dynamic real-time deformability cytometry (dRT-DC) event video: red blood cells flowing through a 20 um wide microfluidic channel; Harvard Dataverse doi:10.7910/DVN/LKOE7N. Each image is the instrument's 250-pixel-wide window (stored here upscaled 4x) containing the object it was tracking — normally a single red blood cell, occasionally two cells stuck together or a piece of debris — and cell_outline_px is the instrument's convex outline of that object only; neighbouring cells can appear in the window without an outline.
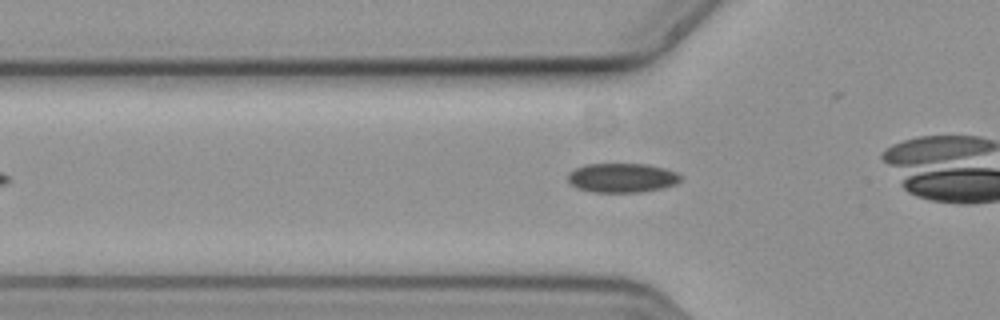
{"species": "common noctule bat (a hibernating species)", "species_latin": "Nyctalus noctula", "temperature_condition": "cold", "stored_images_in_passage": 33, "camera_frame_rate_fps": 3000, "um_per_image_px": 0.085, "animal": {"sex": "female", "body_mass_g": 19.3, "forearm_length_mm": 54.1}, "frame": {"image": 1, "passage_image": 7, "time_ms": 2.0, "image_size_px": [1000, 320], "cell_outline_px": [[680, 180], [676, 184], [660, 188], [640, 192], [592, 192], [576, 188], [568, 180], [568, 172], [584, 164], [648, 164], [664, 168], [676, 172], [680, 176]], "centroid_in_image_um": [52.84, 15.11], "position_along_channel_um": 73.0, "area_um2": 19.19}}
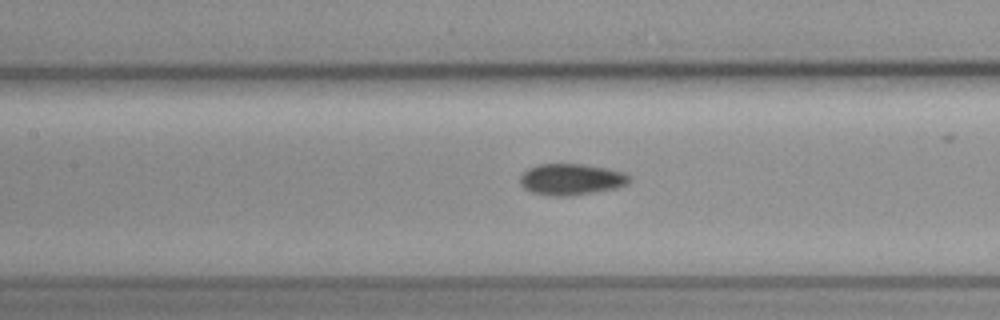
{"frame": {"image": 2, "passage_image": 14, "time_ms": 4.333, "image_size_px": [1000, 320], "cell_outline_px": [[628, 184], [616, 188], [596, 192], [572, 196], [548, 196], [532, 192], [524, 188], [520, 184], [520, 176], [528, 168], [536, 164], [584, 164], [624, 172], [628, 176]], "centroid_in_image_um": [48.51, 15.25], "position_along_channel_um": 158.9, "area_um2": 20.0}}
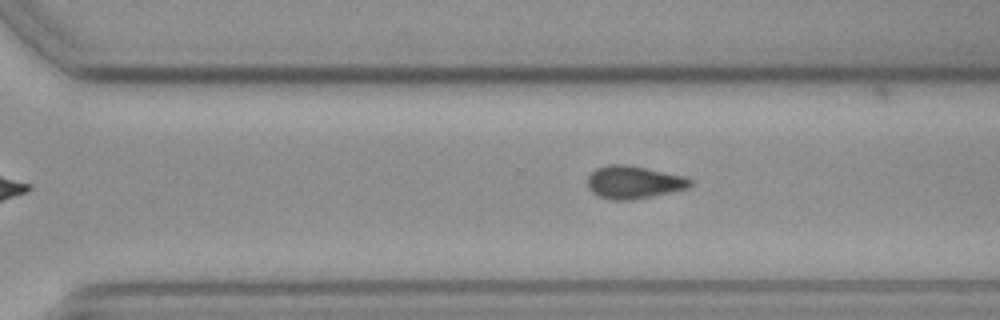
{"frame": {"image": 3, "passage_image": 27, "time_ms": 8.667, "image_size_px": [1000, 320], "cell_outline_px": [[692, 188], [632, 200], [612, 200], [600, 196], [592, 192], [588, 188], [588, 176], [596, 168], [608, 164], [624, 164], [684, 176], [692, 180]], "centroid_in_image_um": [53.88, 15.5], "position_along_channel_um": 316.7, "area_um2": 19.59}}